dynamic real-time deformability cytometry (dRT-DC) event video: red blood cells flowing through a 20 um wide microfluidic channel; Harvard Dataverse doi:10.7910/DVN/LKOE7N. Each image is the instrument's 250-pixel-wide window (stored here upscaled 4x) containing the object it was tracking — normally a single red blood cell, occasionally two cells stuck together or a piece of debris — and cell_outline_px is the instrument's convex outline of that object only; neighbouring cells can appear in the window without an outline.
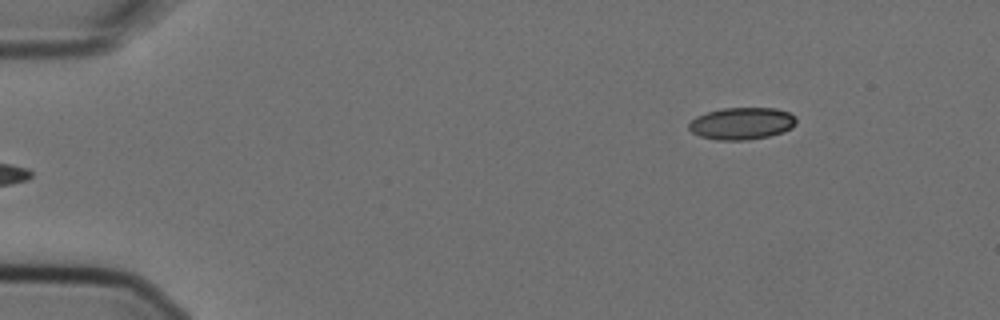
{"species": "Egyptian fruit bat (a non-hibernating species)", "species_latin": "Rousettus aegyptiacus", "temperature_condition": "cold", "stored_images_in_passage": 6, "segment_of_instrument_passage": [2, 2], "camera_frame_rate_fps": 3000, "um_per_image_px": 0.085, "animal": {"sex": "female"}, "frame": {"image": 1, "passage_image": 6, "time_ms": 1.667, "image_size_px": [1000, 320], "cell_outline_px": [[796, 124], [792, 128], [784, 132], [768, 136], [748, 140], [716, 140], [700, 136], [692, 132], [688, 128], [688, 124], [696, 116], [720, 108], [776, 108], [788, 112], [796, 116]], "centroid_in_image_um": [63.06, 10.49], "position_along_channel_um": 21.9, "area_um2": 20.23}}